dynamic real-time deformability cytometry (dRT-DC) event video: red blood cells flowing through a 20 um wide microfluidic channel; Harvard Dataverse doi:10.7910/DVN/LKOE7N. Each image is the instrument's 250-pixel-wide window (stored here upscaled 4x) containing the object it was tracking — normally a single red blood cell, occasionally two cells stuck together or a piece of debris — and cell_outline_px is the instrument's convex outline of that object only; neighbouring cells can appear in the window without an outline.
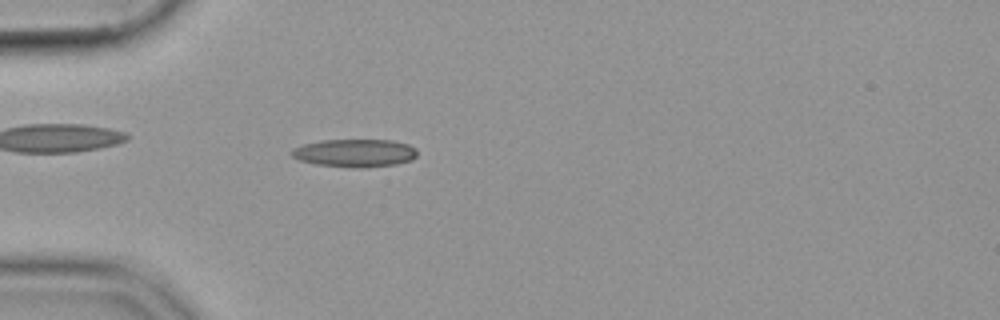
{"species": "common noctule bat (a hibernating species)", "species_latin": "Nyctalus noctula", "temperature_condition": "cold", "stored_images_in_passage": 53, "camera_frame_rate_fps": 3000, "um_per_image_px": 0.085, "animal": {"sex": "female", "body_mass_g": 19.9}, "frame": {"image": 1, "passage_image": 15, "time_ms": 4.667, "image_size_px": [1000, 320], "cell_outline_px": [[416, 156], [412, 160], [396, 164], [364, 168], [352, 168], [316, 164], [300, 160], [292, 156], [288, 152], [292, 148], [304, 144], [320, 140], [392, 140], [408, 144], [416, 148]], "centroid_in_image_um": [30.15, 13.01], "position_along_channel_um": 54.9, "area_um2": 20.63}}
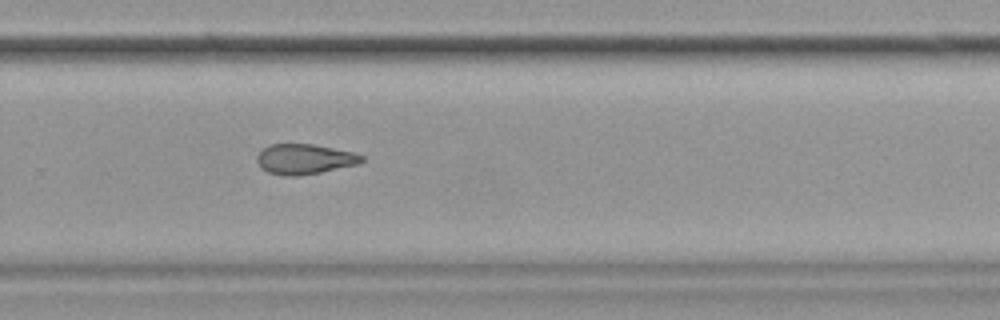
{"frame": {"image": 2, "passage_image": 36, "time_ms": 11.667, "image_size_px": [1000, 320], "cell_outline_px": [[364, 160], [360, 164], [320, 172], [296, 176], [284, 176], [268, 172], [260, 168], [256, 160], [256, 156], [268, 144], [312, 144], [356, 152], [364, 156]], "centroid_in_image_um": [25.9, 13.52], "position_along_channel_um": 303.9, "area_um2": 18.61}}
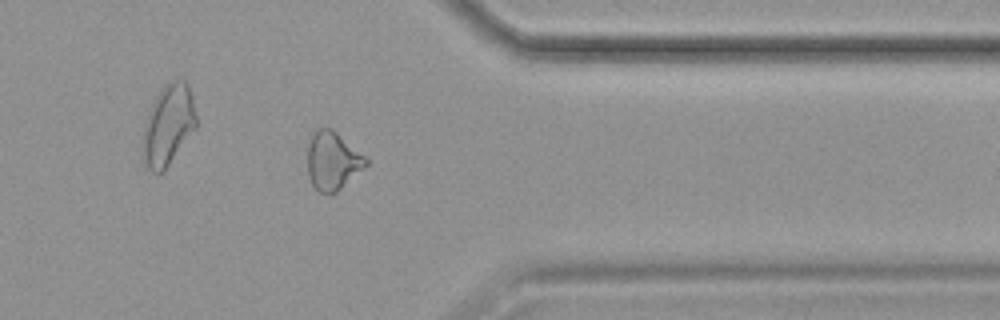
{"frame": {"image": 3, "passage_image": 43, "time_ms": 14.0, "image_size_px": [1000, 320], "cell_outline_px": [[368, 164], [332, 196], [320, 192], [312, 184], [308, 176], [308, 144], [312, 136], [320, 128], [332, 128], [364, 156], [368, 160]], "centroid_in_image_um": [28.26, 13.7], "position_along_channel_um": 383.1, "area_um2": 19.54}}